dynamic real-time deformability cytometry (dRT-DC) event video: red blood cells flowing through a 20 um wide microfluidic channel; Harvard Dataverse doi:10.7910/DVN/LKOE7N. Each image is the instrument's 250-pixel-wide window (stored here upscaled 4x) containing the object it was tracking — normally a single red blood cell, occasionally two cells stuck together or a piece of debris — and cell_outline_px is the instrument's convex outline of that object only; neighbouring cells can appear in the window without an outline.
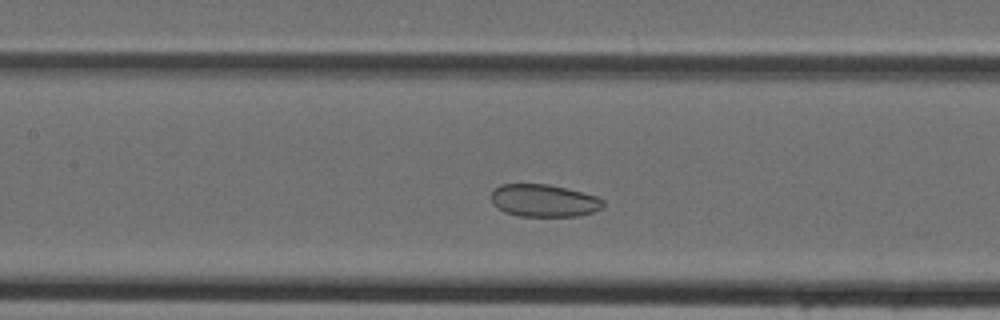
{"species": "Egyptian fruit bat (a non-hibernating species)", "species_latin": "Rousettus aegyptiacus", "temperature_condition": "cold", "stored_images_in_passage": 38, "camera_frame_rate_fps": 3000, "um_per_image_px": 0.085, "animal": {"sex": "female"}, "frame": {"image": 1, "passage_image": 14, "time_ms": 4.333, "image_size_px": [1000, 320], "cell_outline_px": [[604, 208], [592, 212], [576, 216], [516, 216], [504, 212], [492, 204], [492, 192], [500, 184], [548, 184], [596, 196], [604, 200]], "centroid_in_image_um": [46.22, 17.06], "position_along_channel_um": 161.2, "area_um2": 21.15}}
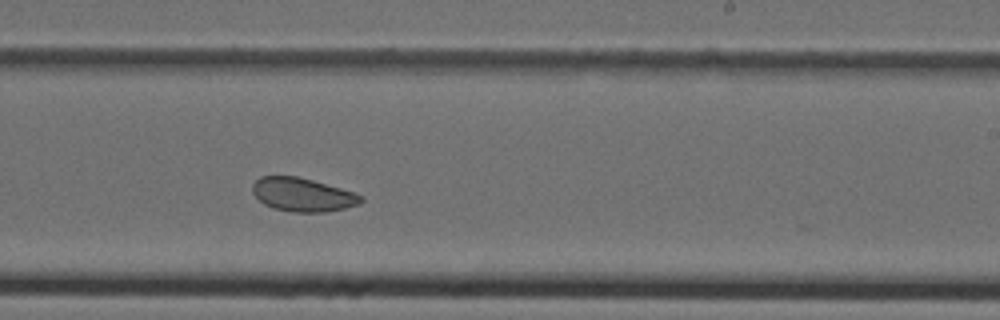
{"frame": {"image": 2, "passage_image": 21, "time_ms": 6.667, "image_size_px": [1000, 320], "cell_outline_px": [[364, 200], [360, 204], [344, 208], [324, 212], [292, 212], [272, 208], [264, 204], [252, 192], [252, 184], [260, 176], [296, 176], [312, 180], [340, 188], [352, 192], [360, 196]], "centroid_in_image_um": [25.69, 16.55], "position_along_channel_um": 263.3, "area_um2": 21.04}}
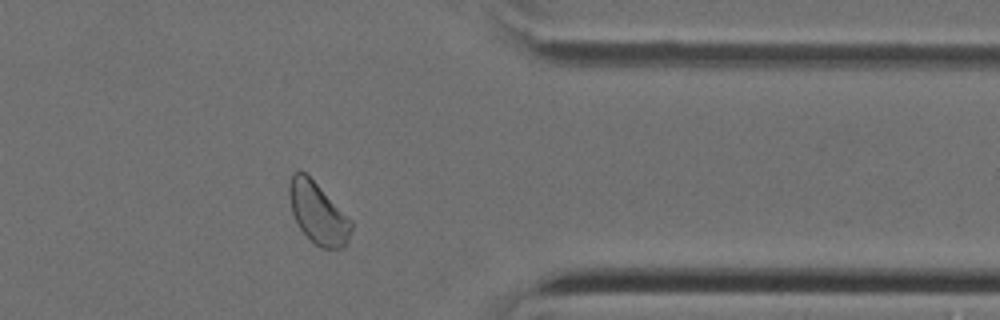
{"frame": {"image": 3, "passage_image": 30, "time_ms": 9.667, "image_size_px": [1000, 320], "cell_outline_px": [[352, 228], [348, 240], [344, 248], [320, 248], [300, 228], [292, 212], [288, 196], [288, 184], [292, 172], [304, 172], [352, 220]], "centroid_in_image_um": [27.02, 18.12], "position_along_channel_um": 384.4, "area_um2": 21.79}}